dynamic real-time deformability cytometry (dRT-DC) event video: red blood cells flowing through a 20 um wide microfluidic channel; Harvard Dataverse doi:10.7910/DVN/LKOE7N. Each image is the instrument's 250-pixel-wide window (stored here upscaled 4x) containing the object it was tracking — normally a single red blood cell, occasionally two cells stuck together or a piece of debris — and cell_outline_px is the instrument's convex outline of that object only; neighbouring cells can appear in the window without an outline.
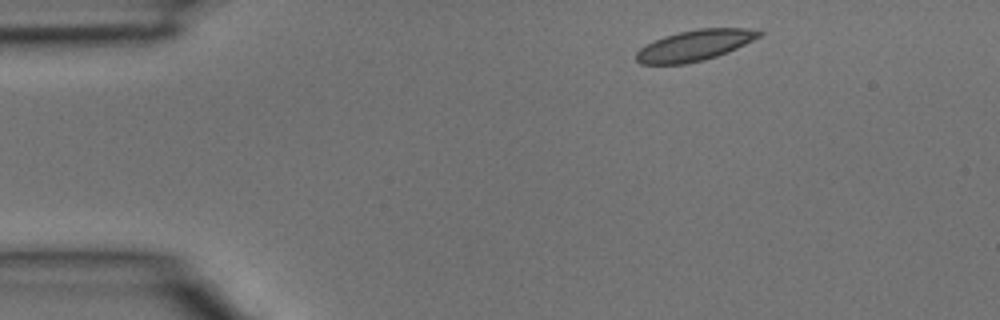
{"species": "common noctule bat (a hibernating species)", "species_latin": "Nyctalus noctula", "temperature_condition": "room temperature", "stored_images_in_passage": 3, "camera_frame_rate_fps": 3000, "um_per_image_px": 0.085, "animal": {"sex": "male", "body_mass_g": 15.6}, "frame": {"image": 1, "passage_image": 1, "time_ms": 0.0, "image_size_px": [1000, 320], "cell_outline_px": [[764, 32], [760, 36], [728, 52], [704, 60], [684, 64], [640, 64], [636, 60], [636, 52], [640, 48], [664, 36], [696, 28], [760, 28]], "centroid_in_image_um": [59.08, 3.85], "position_along_channel_um": 25.9, "area_um2": 22.02}}